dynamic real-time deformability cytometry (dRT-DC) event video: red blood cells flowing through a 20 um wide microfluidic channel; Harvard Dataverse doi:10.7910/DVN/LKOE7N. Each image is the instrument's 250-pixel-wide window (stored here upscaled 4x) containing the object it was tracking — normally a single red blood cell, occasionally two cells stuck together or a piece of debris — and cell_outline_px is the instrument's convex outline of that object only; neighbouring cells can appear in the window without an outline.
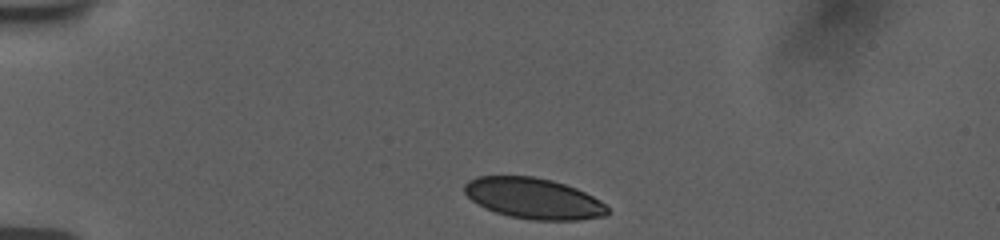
{"species": "human", "species_latin": "Homo sapiens", "temperature_condition": "room temperature", "stored_images_in_passage": 6, "camera_frame_rate_fps": 3000, "um_per_image_px": 0.085, "donor": {"sex": "female"}, "frame": {"image": 1, "passage_image": 1, "time_ms": 0.0, "image_size_px": [1000, 240], "cell_outline_px": [[608, 212], [604, 216], [580, 220], [532, 220], [508, 216], [484, 208], [472, 200], [464, 192], [464, 184], [468, 180], [476, 176], [532, 176], [552, 180], [576, 188], [600, 200], [608, 208]], "centroid_in_image_um": [45.33, 16.86], "position_along_channel_um": 39.7, "area_um2": 34.04}}
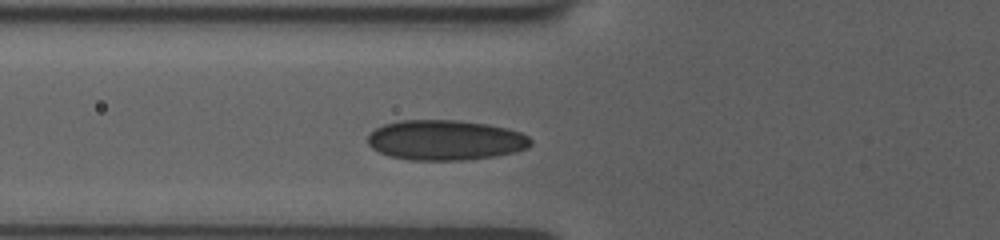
{"frame": {"image": 2, "passage_image": 6, "time_ms": 2.667, "image_size_px": [1000, 240], "cell_outline_px": [[532, 144], [528, 148], [516, 152], [496, 156], [464, 160], [412, 160], [388, 156], [372, 148], [368, 144], [368, 136], [376, 128], [384, 124], [400, 120], [456, 120], [488, 124], [520, 132], [528, 136], [532, 140]], "centroid_in_image_um": [37.87, 11.91], "position_along_channel_um": 87.9, "area_um2": 38.21}}